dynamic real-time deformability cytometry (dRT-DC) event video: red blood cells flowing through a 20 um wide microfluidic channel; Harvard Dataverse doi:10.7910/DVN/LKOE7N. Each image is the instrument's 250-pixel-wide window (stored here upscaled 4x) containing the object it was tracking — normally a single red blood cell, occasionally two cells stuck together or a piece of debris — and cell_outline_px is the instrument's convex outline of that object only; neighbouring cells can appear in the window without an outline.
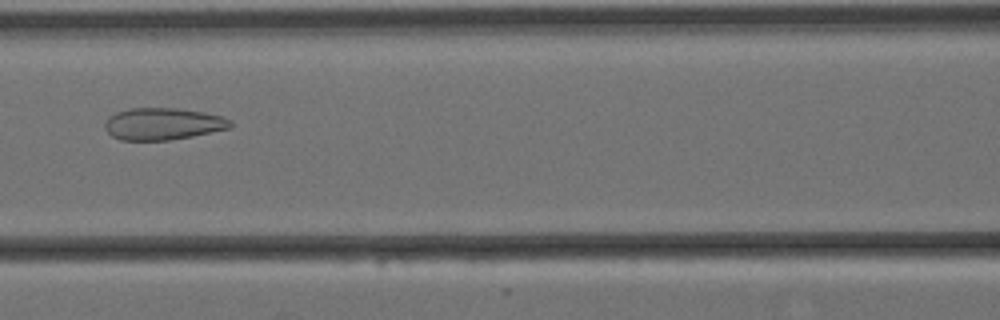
{"species": "Egyptian fruit bat (a non-hibernating species)", "species_latin": "Rousettus aegyptiacus", "temperature_condition": "cold", "stored_images_in_passage": 15, "camera_frame_rate_fps": 3000, "um_per_image_px": 0.085, "animal": {"sex": "female"}, "frame": {"image": 1, "passage_image": 7, "time_ms": 2.0, "image_size_px": [1000, 320], "cell_outline_px": [[232, 128], [192, 136], [168, 140], [120, 140], [112, 136], [104, 128], [104, 124], [116, 112], [128, 108], [176, 108], [204, 112], [220, 116], [232, 120]], "centroid_in_image_um": [13.87, 10.53], "position_along_channel_um": 152.7, "area_um2": 23.35}}
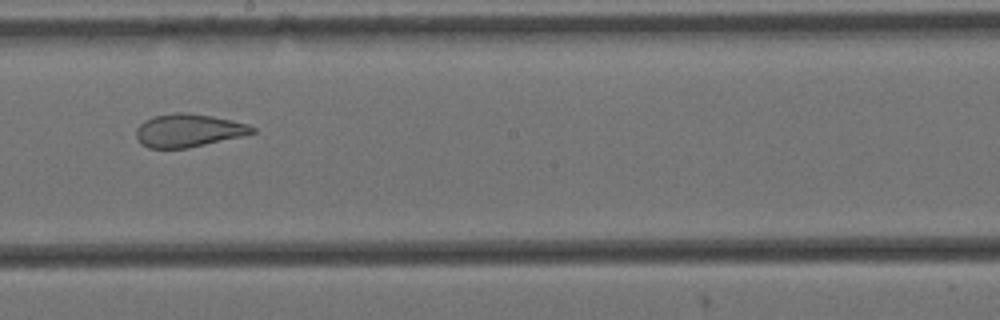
{"frame": {"image": 2, "passage_image": 9, "time_ms": 2.667, "image_size_px": [1000, 320], "cell_outline_px": [[256, 132], [244, 136], [188, 148], [148, 148], [140, 144], [136, 136], [136, 128], [144, 120], [156, 116], [176, 112], [188, 112], [212, 116], [232, 120], [248, 124], [256, 128]], "centroid_in_image_um": [16.03, 11.09], "position_along_channel_um": 232.2, "area_um2": 22.54}}
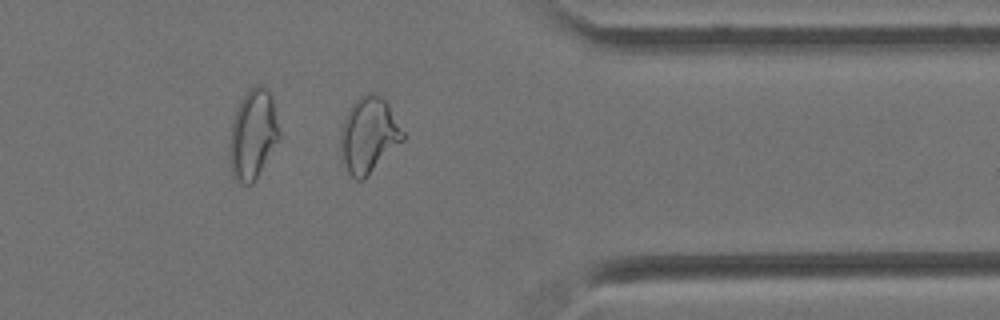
{"frame": {"image": 3, "passage_image": 13, "time_ms": 4.0, "image_size_px": [1000, 320], "cell_outline_px": [[404, 140], [364, 180], [356, 180], [348, 172], [340, 148], [340, 128], [344, 116], [352, 104], [360, 96], [368, 92], [372, 92], [380, 96], [388, 104], [404, 132]], "centroid_in_image_um": [31.33, 11.47], "position_along_channel_um": 380.1, "area_um2": 27.46}}